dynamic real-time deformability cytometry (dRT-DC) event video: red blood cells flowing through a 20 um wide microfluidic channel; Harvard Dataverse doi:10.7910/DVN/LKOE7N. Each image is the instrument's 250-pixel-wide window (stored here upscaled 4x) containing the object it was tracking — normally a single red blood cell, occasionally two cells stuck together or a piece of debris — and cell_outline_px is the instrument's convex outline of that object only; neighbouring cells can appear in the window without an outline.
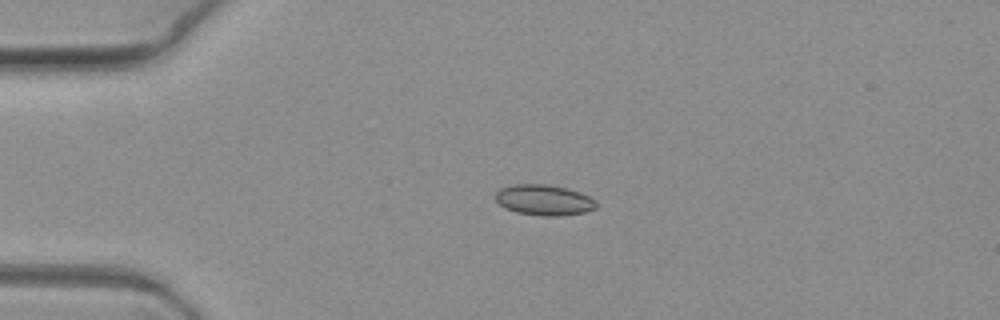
{"species": "common noctule bat (a hibernating species)", "species_latin": "Nyctalus noctula", "temperature_condition": "warm", "stored_images_in_passage": 11, "camera_frame_rate_fps": 3000, "um_per_image_px": 0.085, "animal": {"sex": "female", "body_mass_g": 19.3, "forearm_length_mm": 54.1}, "frame": {"image": 1, "passage_image": 4, "time_ms": 1.0, "image_size_px": [1000, 320], "cell_outline_px": [[596, 208], [584, 212], [560, 216], [540, 216], [516, 212], [504, 208], [496, 200], [496, 192], [500, 188], [516, 184], [548, 184], [568, 188], [580, 192], [596, 200]], "centroid_in_image_um": [46.24, 17.0], "position_along_channel_um": 38.8, "area_um2": 18.09}}
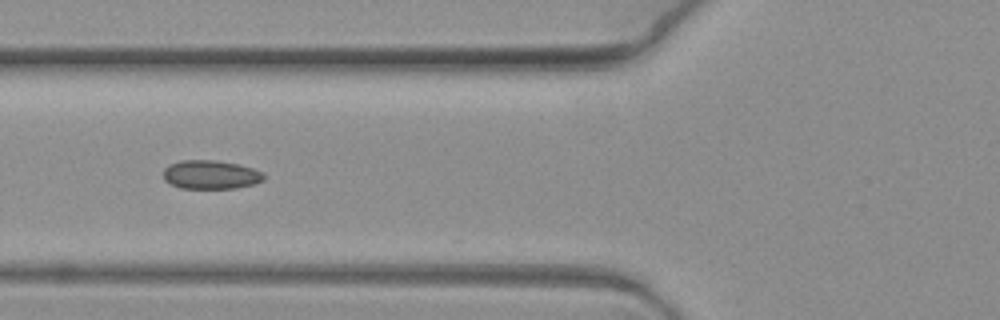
{"frame": {"image": 2, "passage_image": 7, "time_ms": 2.0, "image_size_px": [1000, 320], "cell_outline_px": [[264, 180], [256, 184], [236, 188], [180, 188], [164, 180], [164, 168], [168, 164], [180, 160], [216, 160], [240, 164], [264, 172]], "centroid_in_image_um": [17.93, 14.84], "position_along_channel_um": 107.9, "area_um2": 17.05}}
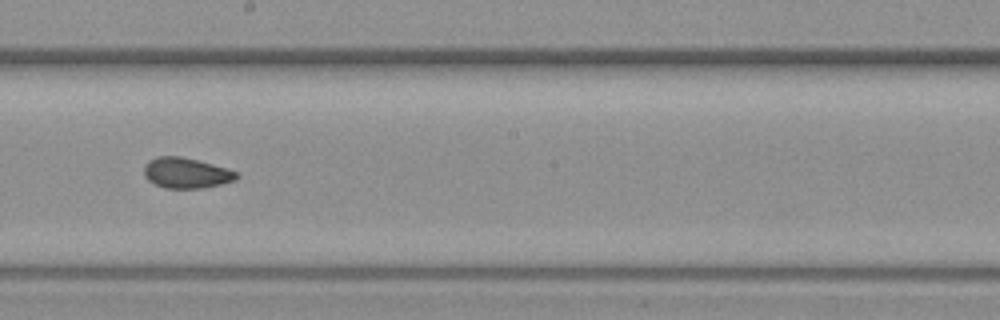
{"frame": {"image": 3, "passage_image": 10, "time_ms": 3.0, "image_size_px": [1000, 320], "cell_outline_px": [[240, 176], [236, 180], [220, 184], [200, 188], [164, 188], [148, 180], [144, 176], [144, 164], [148, 160], [156, 156], [180, 156], [228, 168], [236, 172]], "centroid_in_image_um": [15.81, 14.69], "position_along_channel_um": 232.4, "area_um2": 16.47}}